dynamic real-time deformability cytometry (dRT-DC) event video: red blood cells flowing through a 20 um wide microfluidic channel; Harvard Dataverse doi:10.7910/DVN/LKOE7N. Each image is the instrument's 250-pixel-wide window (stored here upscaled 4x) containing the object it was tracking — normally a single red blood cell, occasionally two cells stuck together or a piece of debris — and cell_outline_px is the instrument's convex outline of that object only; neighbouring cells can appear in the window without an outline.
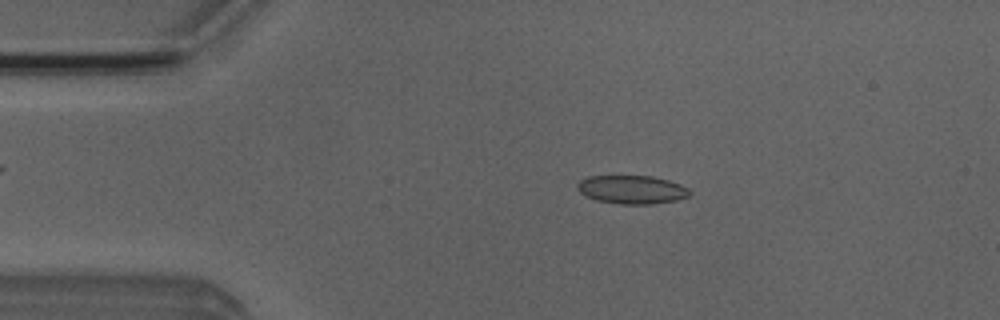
{"species": "Egyptian fruit bat (a non-hibernating species)", "species_latin": "Rousettus aegyptiacus", "temperature_condition": "room temperature", "stored_images_in_passage": 48, "camera_frame_rate_fps": 3000, "um_per_image_px": 0.085, "animal": {"sex": "male"}, "frame": {"image": 1, "passage_image": 7, "time_ms": 2.0, "image_size_px": [1000, 320], "cell_outline_px": [[692, 192], [688, 196], [676, 200], [652, 204], [620, 204], [596, 200], [580, 192], [576, 188], [576, 184], [580, 180], [588, 176], [652, 176], [668, 180], [680, 184], [688, 188]], "centroid_in_image_um": [53.71, 16.11], "position_along_channel_um": 31.3, "area_um2": 18.61}}
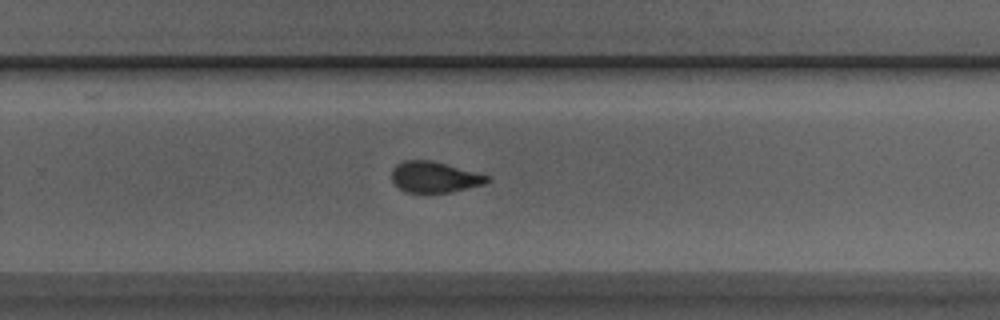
{"frame": {"image": 2, "passage_image": 30, "time_ms": 9.667, "image_size_px": [1000, 320], "cell_outline_px": [[488, 180], [484, 184], [452, 192], [404, 192], [392, 180], [392, 168], [396, 164], [404, 160], [432, 160], [488, 176]], "centroid_in_image_um": [36.88, 15.04], "position_along_channel_um": 292.9, "area_um2": 16.94}}
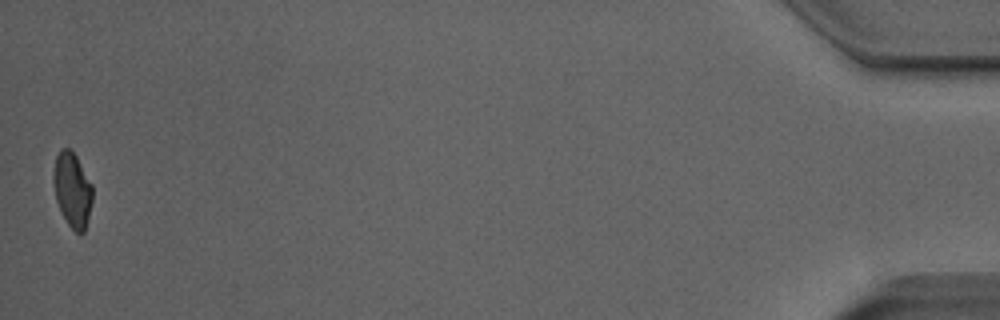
{"frame": {"image": 3, "passage_image": 48, "time_ms": 15.667, "image_size_px": [1000, 320], "cell_outline_px": [[92, 200], [84, 232], [76, 232], [68, 224], [56, 200], [52, 180], [52, 172], [56, 156], [60, 148], [68, 148], [76, 156], [92, 184]], "centroid_in_image_um": [6.12, 16.09], "position_along_channel_um": 429.1, "area_um2": 16.82}, "authors_computed_cell_mechanics": {"area_um2": 17.9758, "velocity_mm_per_s": 3.9703, "shape_relaxation_time_tau1_ms": null, "shape_relaxation_time_tau2_ms": 1.0742, "deformation_change_tau1": null, "deformation_change_tau2": 0.0554}}